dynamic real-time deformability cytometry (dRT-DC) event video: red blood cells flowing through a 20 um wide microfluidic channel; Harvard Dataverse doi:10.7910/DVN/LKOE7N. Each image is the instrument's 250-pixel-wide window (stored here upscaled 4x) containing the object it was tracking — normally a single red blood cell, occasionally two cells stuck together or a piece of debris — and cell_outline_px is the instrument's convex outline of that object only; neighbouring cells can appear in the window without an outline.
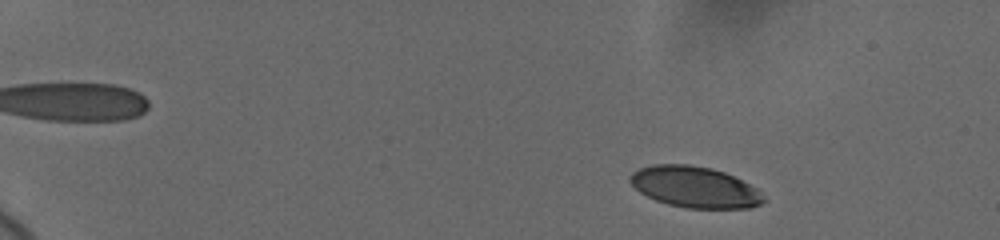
{"species": "human", "species_latin": "Homo sapiens", "temperature_condition": "cold", "stored_images_in_passage": 42, "camera_frame_rate_fps": 3000, "um_per_image_px": 0.085, "donor": {"sex": "female"}, "frame": {"image": 1, "passage_image": 4, "time_ms": 1.333, "image_size_px": [1000, 240], "cell_outline_px": [[764, 200], [760, 204], [752, 208], [688, 208], [668, 204], [656, 200], [640, 192], [628, 180], [628, 176], [632, 172], [640, 168], [652, 164], [688, 164], [712, 168], [724, 172], [756, 188], [764, 196]], "centroid_in_image_um": [59.03, 15.89], "position_along_channel_um": 26.0, "area_um2": 31.85}}
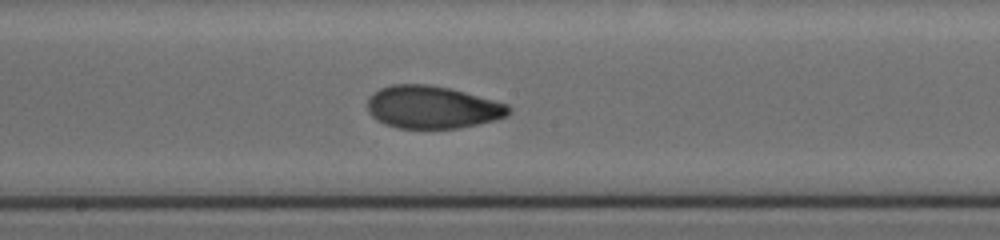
{"frame": {"image": 2, "passage_image": 25, "time_ms": 10.0, "image_size_px": [1000, 240], "cell_outline_px": [[512, 112], [508, 116], [496, 120], [460, 128], [396, 128], [384, 124], [376, 120], [368, 112], [368, 96], [372, 92], [380, 88], [392, 84], [428, 84], [448, 88], [464, 92], [508, 104], [512, 108]], "centroid_in_image_um": [36.74, 9.12], "position_along_channel_um": 211.5, "area_um2": 35.37}}
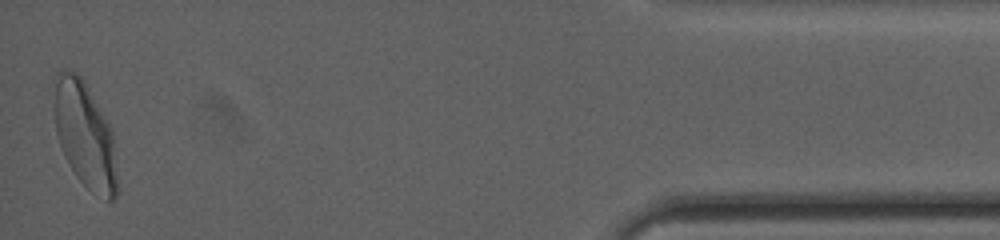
{"frame": {"image": 3, "passage_image": 42, "time_ms": 17.667, "image_size_px": [1000, 240], "cell_outline_px": [[120, 188], [116, 196], [112, 200], [108, 200], [92, 192], [76, 176], [68, 164], [60, 144], [56, 132], [56, 72], [64, 68], [80, 76], [108, 124], [112, 132]], "centroid_in_image_um": [7.26, 11.58], "position_along_channel_um": 427.9, "area_um2": 38.15}, "authors_computed_cell_mechanics": {"area_um2": 34.5933, "velocity_mm_per_s": 3.6639, "shape_relaxation_time_tau1_ms": 4.1615, "shape_relaxation_time_tau2_ms": 1.2741, "deformation_change_tau1": 0.154, "deformation_change_tau2": 0.0505}}